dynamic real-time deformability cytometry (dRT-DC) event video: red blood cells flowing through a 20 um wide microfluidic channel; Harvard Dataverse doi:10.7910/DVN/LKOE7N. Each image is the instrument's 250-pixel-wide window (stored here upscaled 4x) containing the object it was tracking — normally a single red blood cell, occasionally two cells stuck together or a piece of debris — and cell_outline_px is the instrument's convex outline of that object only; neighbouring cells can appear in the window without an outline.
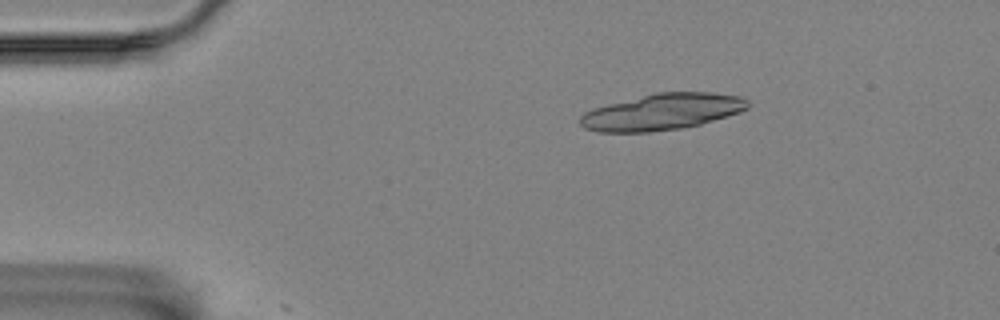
{"species": "Egyptian fruit bat (a non-hibernating species)", "species_latin": "Rousettus aegyptiacus", "temperature_condition": "room temperature", "stored_images_in_passage": 3, "camera_frame_rate_fps": 3000, "um_per_image_px": 0.085, "animal": {"sex": "female"}, "frame": {"image": 1, "passage_image": 1, "time_ms": 0.0, "image_size_px": [1000, 320], "cell_outline_px": [[748, 108], [740, 112], [700, 124], [680, 128], [648, 132], [596, 132], [584, 128], [580, 124], [580, 116], [584, 112], [592, 108], [656, 92], [712, 92], [740, 96], [748, 100]], "centroid_in_image_um": [56.26, 9.5], "position_along_channel_um": 28.7, "area_um2": 35.43}}